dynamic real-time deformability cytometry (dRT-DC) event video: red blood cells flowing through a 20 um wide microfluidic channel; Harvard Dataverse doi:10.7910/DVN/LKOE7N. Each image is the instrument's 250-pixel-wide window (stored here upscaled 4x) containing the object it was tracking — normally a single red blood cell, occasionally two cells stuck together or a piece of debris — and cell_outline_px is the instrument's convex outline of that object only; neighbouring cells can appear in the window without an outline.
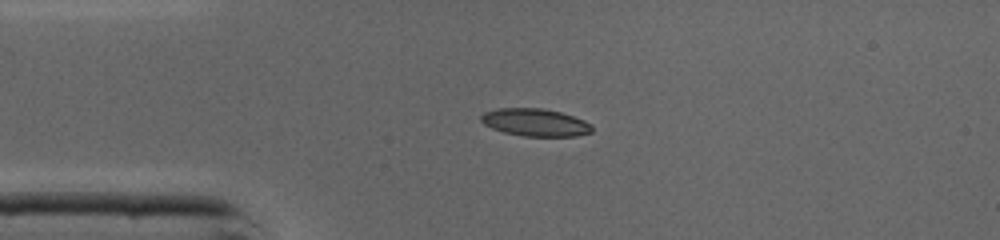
{"species": "common noctule bat (a hibernating species)", "species_latin": "Nyctalus noctula", "temperature_condition": "cold", "stored_images_in_passage": 36, "camera_frame_rate_fps": 3000, "um_per_image_px": 0.085, "animal": {"sex": "male", "body_mass_g": 19.0, "forearm_length_mm": 50.8}, "frame": {"image": 1, "passage_image": 1, "time_ms": 0.0, "image_size_px": [1000, 240], "cell_outline_px": [[592, 132], [576, 136], [524, 136], [504, 132], [492, 128], [484, 124], [480, 120], [480, 116], [484, 112], [496, 108], [544, 108], [560, 112], [584, 120], [592, 124]], "centroid_in_image_um": [45.48, 10.4], "position_along_channel_um": 39.5, "area_um2": 17.86}}
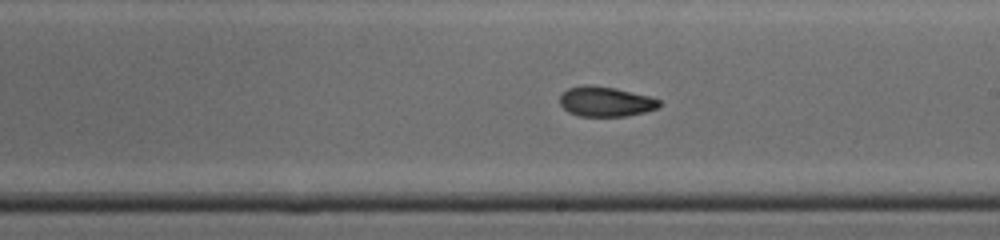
{"frame": {"image": 2, "passage_image": 16, "time_ms": 5.0, "image_size_px": [1000, 240], "cell_outline_px": [[660, 108], [644, 112], [624, 116], [580, 116], [568, 112], [560, 104], [560, 96], [568, 88], [612, 88], [648, 96], [660, 100]], "centroid_in_image_um": [51.52, 8.69], "position_along_channel_um": 237.5, "area_um2": 16.47}}
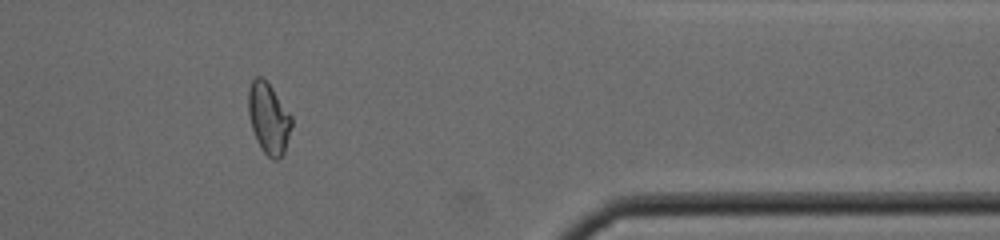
{"frame": {"image": 3, "passage_image": 28, "time_ms": 9.0, "image_size_px": [1000, 240], "cell_outline_px": [[292, 124], [284, 152], [276, 160], [272, 160], [260, 148], [256, 140], [252, 128], [248, 112], [248, 88], [252, 80], [256, 76], [260, 76], [272, 88], [292, 116]], "centroid_in_image_um": [22.82, 10.06], "position_along_channel_um": 388.6, "area_um2": 17.74}, "authors_computed_cell_mechanics": {"area_um2": 17.8891, "velocity_mm_per_s": 4.3877, "shape_relaxation_time_tau1_ms": null, "shape_relaxation_time_tau2_ms": 2.6196, "deformation_change_tau1": null, "deformation_change_tau2": 0.0841}}